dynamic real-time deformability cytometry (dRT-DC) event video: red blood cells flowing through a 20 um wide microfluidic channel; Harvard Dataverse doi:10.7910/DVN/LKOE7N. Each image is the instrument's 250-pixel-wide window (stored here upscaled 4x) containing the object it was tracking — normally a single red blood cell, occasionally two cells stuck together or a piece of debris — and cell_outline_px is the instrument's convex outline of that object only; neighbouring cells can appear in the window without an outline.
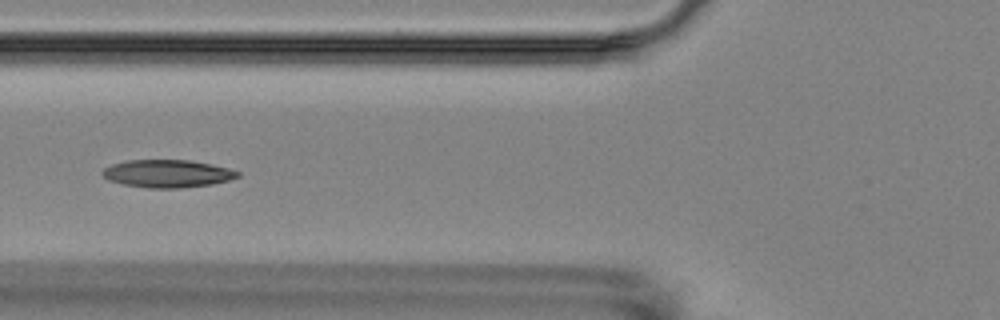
{"species": "Egyptian fruit bat (a non-hibernating species)", "species_latin": "Rousettus aegyptiacus", "temperature_condition": "room temperature", "stored_images_in_passage": 12, "camera_frame_rate_fps": 3000, "um_per_image_px": 0.085, "animal": {"sex": "female"}, "frame": {"image": 1, "passage_image": 3, "time_ms": 2.333, "image_size_px": [1000, 320], "cell_outline_px": [[240, 176], [228, 180], [212, 184], [180, 188], [148, 188], [124, 184], [108, 180], [100, 172], [104, 168], [112, 164], [124, 160], [188, 160], [228, 168], [240, 172]], "centroid_in_image_um": [14.2, 14.75], "position_along_channel_um": 111.6, "area_um2": 21.73}}
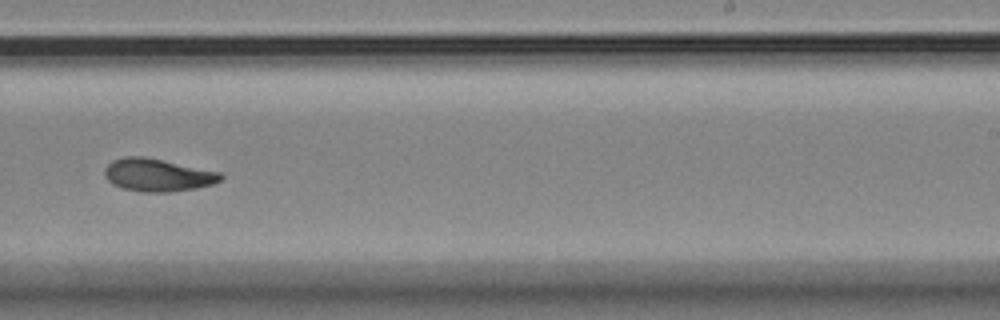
{"frame": {"image": 2, "passage_image": 7, "time_ms": 7.0, "image_size_px": [1000, 320], "cell_outline_px": [[224, 176], [220, 180], [212, 184], [196, 188], [172, 192], [140, 192], [124, 188], [112, 184], [104, 176], [104, 168], [112, 160], [124, 156], [144, 156], [220, 172]], "centroid_in_image_um": [13.37, 14.87], "position_along_channel_um": 275.6, "area_um2": 22.2}}
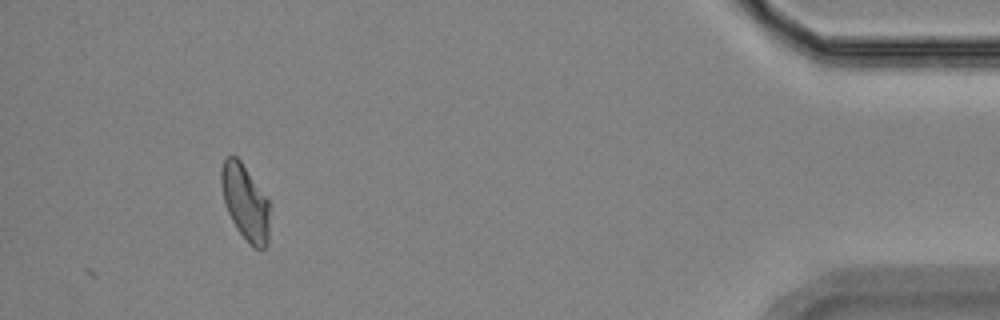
{"frame": {"image": 3, "passage_image": 12, "time_ms": 12.667, "image_size_px": [1000, 320], "cell_outline_px": [[268, 244], [260, 252], [252, 248], [248, 244], [236, 228], [224, 204], [220, 180], [220, 172], [224, 160], [228, 156], [236, 156], [240, 160], [268, 200]], "centroid_in_image_um": [20.83, 17.25], "position_along_channel_um": 414.4, "area_um2": 21.27}, "authors_computed_cell_mechanics": {"area_um2": 21.4438, "velocity_mm_per_s": 3.5223, "shape_relaxation_time_tau1_ms": 4.5441, "shape_relaxation_time_tau2_ms": 3.128, "deformation_change_tau1": 0.1231, "deformation_change_tau2": 0.078}}